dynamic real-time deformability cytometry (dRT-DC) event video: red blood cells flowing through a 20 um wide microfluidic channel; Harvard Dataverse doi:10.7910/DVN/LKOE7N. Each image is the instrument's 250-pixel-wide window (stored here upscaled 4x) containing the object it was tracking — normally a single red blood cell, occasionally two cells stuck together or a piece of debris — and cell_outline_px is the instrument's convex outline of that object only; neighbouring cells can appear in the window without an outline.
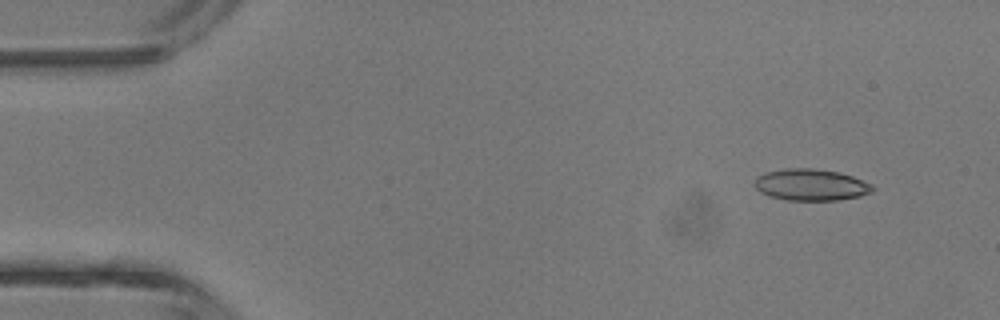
{"species": "common noctule bat (a hibernating species)", "species_latin": "Nyctalus noctula", "temperature_condition": "room temperature", "stored_images_in_passage": 5, "camera_frame_rate_fps": 3000, "um_per_image_px": 0.085, "animal": {"sex": "male", "body_mass_g": 13.3}, "frame": {"image": 1, "passage_image": 1, "time_ms": 0.0, "image_size_px": [1000, 320], "cell_outline_px": [[876, 188], [872, 192], [860, 196], [840, 200], [788, 200], [768, 196], [760, 192], [752, 184], [756, 176], [768, 172], [784, 168], [812, 168], [840, 172], [852, 176], [872, 184]], "centroid_in_image_um": [68.92, 15.71], "position_along_channel_um": 16.1, "area_um2": 21.96}}
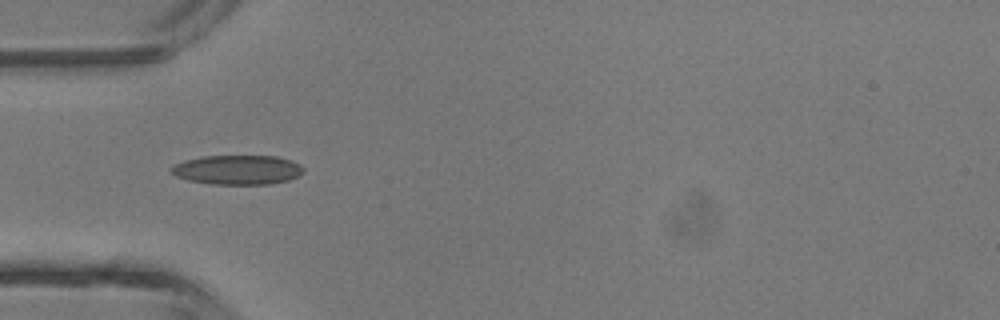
{"frame": {"image": 2, "passage_image": 4, "time_ms": 3.333, "image_size_px": [1000, 320], "cell_outline_px": [[304, 172], [288, 180], [268, 184], [212, 184], [188, 180], [176, 176], [168, 168], [184, 160], [204, 156], [276, 156], [292, 160], [300, 164], [304, 168]], "centroid_in_image_um": [20.19, 14.43], "position_along_channel_um": 64.8, "area_um2": 22.66}}
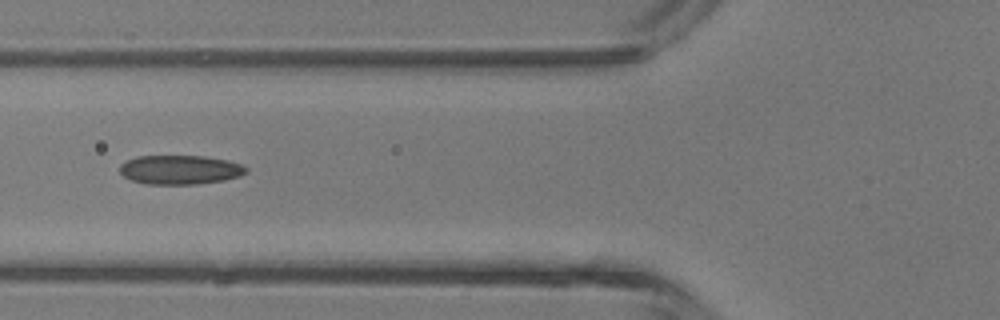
{"frame": {"image": 3, "passage_image": 5, "time_ms": 4.333, "image_size_px": [1000, 320], "cell_outline_px": [[248, 172], [240, 176], [224, 180], [196, 184], [148, 184], [132, 180], [124, 176], [120, 172], [120, 164], [136, 156], [204, 156], [228, 160], [240, 164], [248, 168]], "centroid_in_image_um": [15.33, 14.42], "position_along_channel_um": 110.5, "area_um2": 21.44}}